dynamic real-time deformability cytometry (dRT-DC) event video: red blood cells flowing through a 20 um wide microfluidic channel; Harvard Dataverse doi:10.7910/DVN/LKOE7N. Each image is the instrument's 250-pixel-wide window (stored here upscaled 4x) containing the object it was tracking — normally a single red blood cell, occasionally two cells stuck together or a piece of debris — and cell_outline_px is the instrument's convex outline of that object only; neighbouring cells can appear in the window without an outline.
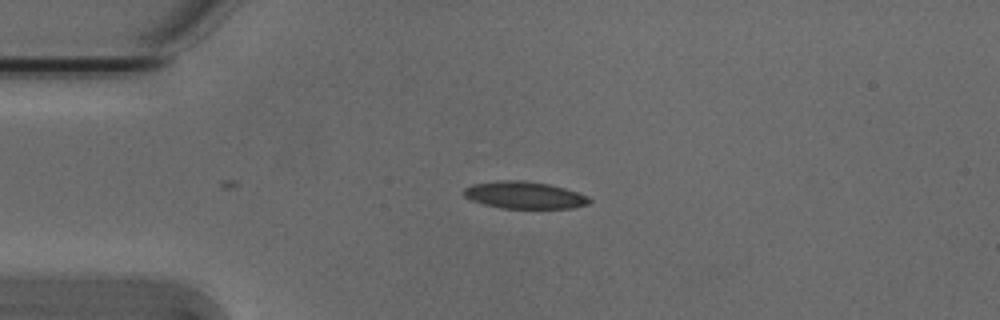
{"species": "Egyptian fruit bat (a non-hibernating species)", "species_latin": "Rousettus aegyptiacus", "temperature_condition": "cold", "stored_images_in_passage": 3, "camera_frame_rate_fps": 3000, "um_per_image_px": 0.085, "animal": {"sex": "male"}, "frame": {"image": 1, "passage_image": 2, "time_ms": 0.333, "image_size_px": [1000, 320], "cell_outline_px": [[592, 200], [588, 204], [572, 208], [500, 208], [484, 204], [472, 200], [464, 196], [464, 188], [472, 184], [504, 180], [524, 180], [548, 184], [564, 188], [588, 196]], "centroid_in_image_um": [44.58, 16.58], "position_along_channel_um": 40.4, "area_um2": 19.71}}